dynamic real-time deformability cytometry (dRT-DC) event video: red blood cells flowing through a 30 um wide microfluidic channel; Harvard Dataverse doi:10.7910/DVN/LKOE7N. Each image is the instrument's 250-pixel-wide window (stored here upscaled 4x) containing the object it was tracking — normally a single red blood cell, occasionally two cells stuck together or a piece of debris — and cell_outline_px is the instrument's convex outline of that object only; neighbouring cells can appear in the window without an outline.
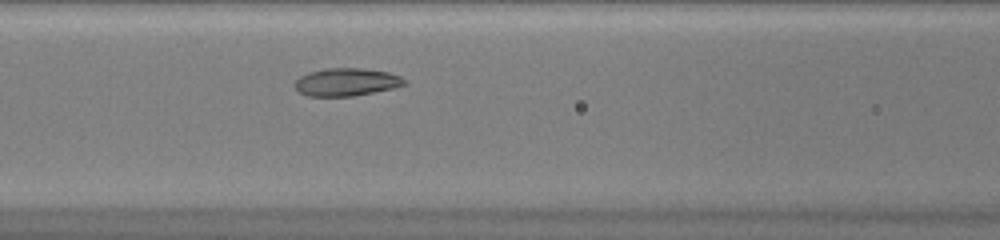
{"species": "common noctule bat (a hibernating species)", "species_latin": "Nyctalus noctula", "temperature_condition": "warm", "stored_images_in_passage": 31, "camera_frame_rate_fps": 3000, "um_per_image_px": 0.085, "animal": {"sex": "female", "body_mass_g": 20.0, "forearm_length_mm": 54.0}, "frame": {"image": 1, "passage_image": 8, "time_ms": 2.333, "image_size_px": [1000, 240], "cell_outline_px": [[408, 84], [392, 88], [356, 96], [308, 96], [300, 92], [292, 84], [300, 76], [308, 72], [324, 68], [364, 68], [388, 72], [400, 76]], "centroid_in_image_um": [29.43, 6.97], "position_along_channel_um": 137.2, "area_um2": 17.86}}
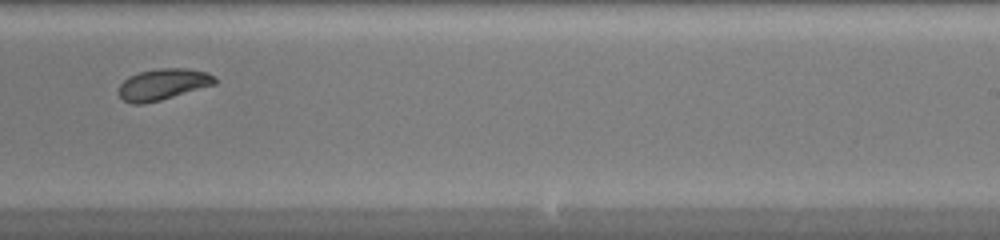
{"frame": {"image": 2, "passage_image": 18, "time_ms": 5.667, "image_size_px": [1000, 240], "cell_outline_px": [[216, 84], [160, 100], [144, 104], [132, 104], [124, 100], [120, 96], [120, 84], [128, 76], [140, 72], [160, 68], [184, 68], [208, 72], [216, 76]], "centroid_in_image_um": [13.87, 7.16], "position_along_channel_um": 275.1, "area_um2": 17.4}}
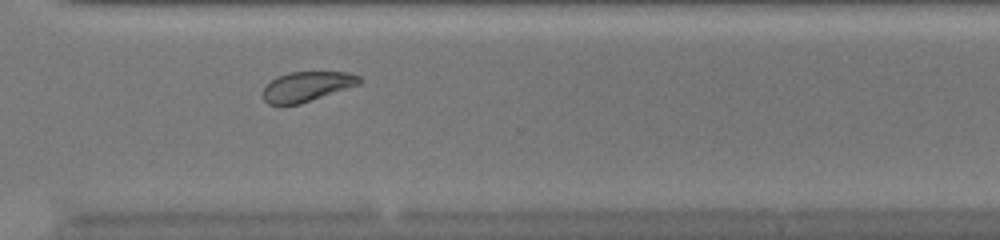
{"frame": {"image": 3, "passage_image": 23, "time_ms": 7.333, "image_size_px": [1000, 240], "cell_outline_px": [[364, 80], [360, 84], [300, 104], [280, 108], [268, 104], [264, 100], [264, 88], [276, 76], [288, 72], [352, 72], [360, 76]], "centroid_in_image_um": [26.08, 7.38], "position_along_channel_um": 344.5, "area_um2": 17.22}, "authors_computed_cell_mechanics": {"area_um2": 17.629, "velocity_mm_per_s": 4.1514, "shape_relaxation_time_tau1_ms": 10.9028, "shape_relaxation_time_tau2_ms": null, "deformation_change_tau1": 0.2049, "deformation_change_tau2": null}}